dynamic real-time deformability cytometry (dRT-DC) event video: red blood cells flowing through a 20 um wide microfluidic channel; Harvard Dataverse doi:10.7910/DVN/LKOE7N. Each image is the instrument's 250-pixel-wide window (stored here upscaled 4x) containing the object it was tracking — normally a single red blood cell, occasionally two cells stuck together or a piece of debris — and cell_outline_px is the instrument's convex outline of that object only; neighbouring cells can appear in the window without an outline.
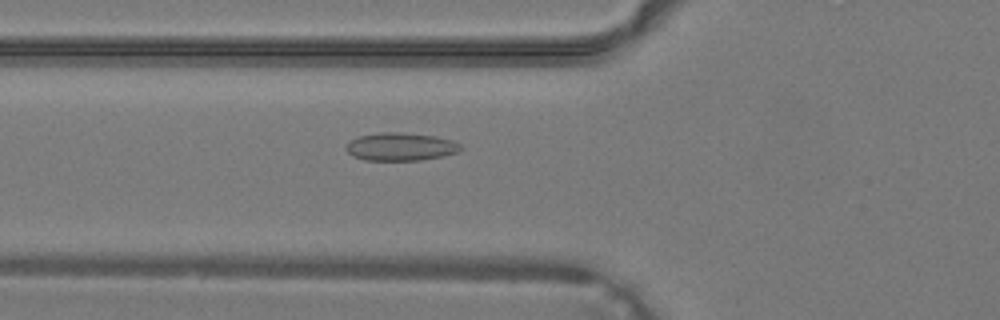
{"species": "common noctule bat (a hibernating species)", "species_latin": "Nyctalus noctula", "temperature_condition": "warm", "stored_images_in_passage": 41, "camera_frame_rate_fps": 3000, "um_per_image_px": 0.085, "animal": {"sex": "male", "body_mass_g": 19.2, "forearm_length_mm": 51.8}, "frame": {"image": 1, "passage_image": 16, "time_ms": 5.0, "image_size_px": [1000, 320], "cell_outline_px": [[464, 148], [456, 152], [444, 156], [420, 160], [364, 160], [352, 156], [344, 148], [352, 140], [360, 136], [380, 132], [400, 132], [436, 136], [452, 140], [460, 144]], "centroid_in_image_um": [34.07, 12.47], "position_along_channel_um": 91.7, "area_um2": 18.67}}
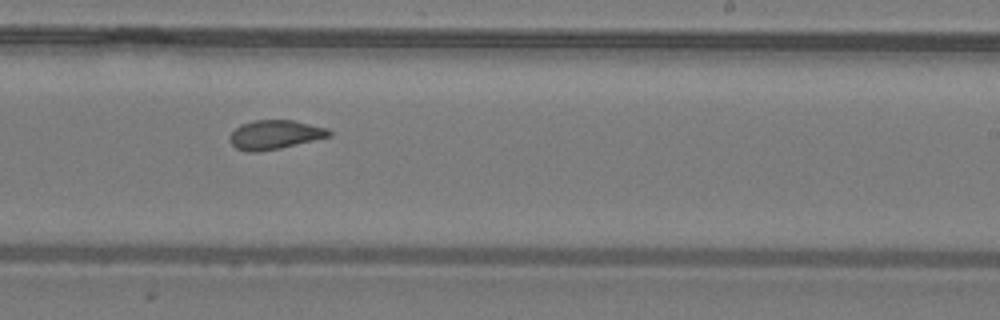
{"frame": {"image": 2, "passage_image": 26, "time_ms": 8.333, "image_size_px": [1000, 320], "cell_outline_px": [[332, 136], [280, 148], [256, 152], [248, 152], [236, 148], [228, 140], [228, 136], [240, 124], [252, 120], [292, 120], [328, 128], [332, 132]], "centroid_in_image_um": [23.35, 11.44], "position_along_channel_um": 265.7, "area_um2": 16.94}}
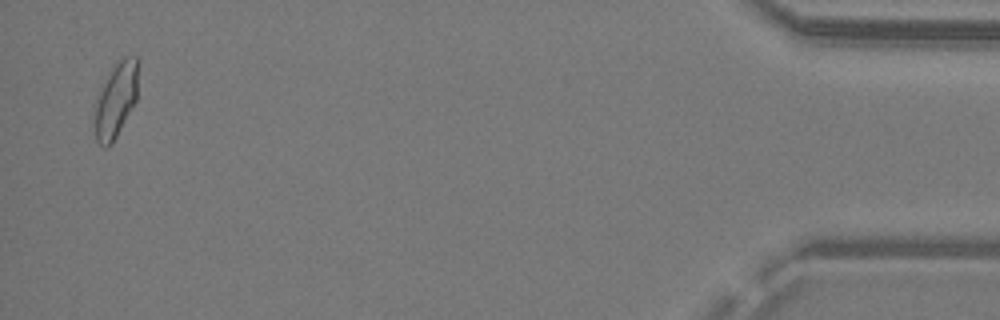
{"frame": {"image": 3, "passage_image": 40, "time_ms": 13.0, "image_size_px": [1000, 320], "cell_outline_px": [[140, 60], [136, 100], [112, 144], [108, 148], [104, 148], [96, 140], [92, 120], [96, 100], [100, 88], [108, 72], [124, 56], [136, 56]], "centroid_in_image_um": [9.83, 8.49], "position_along_channel_um": 425.4, "area_um2": 19.59}}